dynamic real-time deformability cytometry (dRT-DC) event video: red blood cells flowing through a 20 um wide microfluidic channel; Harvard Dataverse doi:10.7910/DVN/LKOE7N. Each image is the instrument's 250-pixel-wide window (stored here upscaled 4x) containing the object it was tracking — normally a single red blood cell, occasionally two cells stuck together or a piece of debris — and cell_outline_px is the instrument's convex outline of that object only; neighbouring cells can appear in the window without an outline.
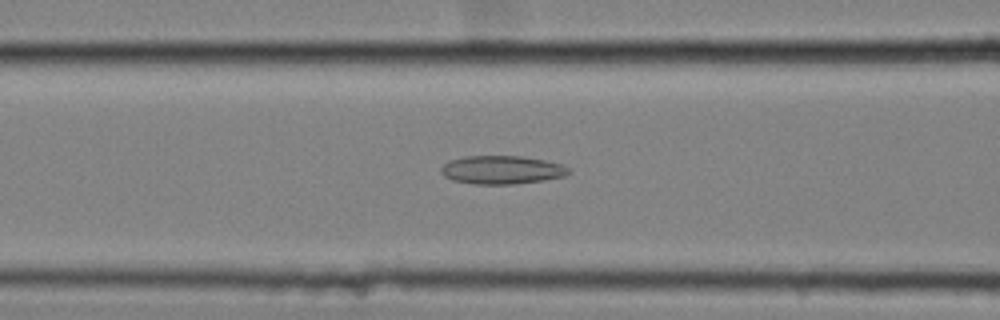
{"species": "common noctule bat (a hibernating species)", "species_latin": "Nyctalus noctula", "temperature_condition": "cold", "stored_images_in_passage": 42, "camera_frame_rate_fps": 3000, "um_per_image_px": 0.085, "animal": {"sex": "female", "body_mass_g": 25.1}, "frame": {"image": 1, "passage_image": 9, "time_ms": 2.667, "image_size_px": [1000, 320], "cell_outline_px": [[572, 172], [564, 176], [544, 180], [512, 184], [476, 184], [452, 180], [444, 176], [440, 172], [440, 168], [448, 160], [464, 156], [524, 156], [544, 160], [560, 164], [568, 168]], "centroid_in_image_um": [42.62, 14.43], "position_along_channel_um": 124.0, "area_um2": 21.15}}
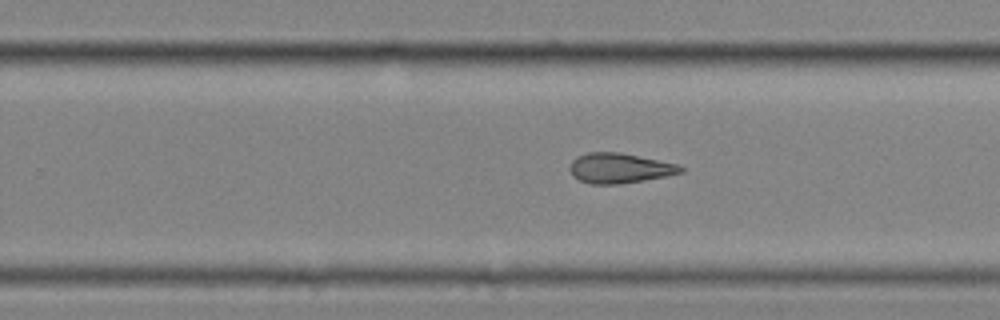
{"frame": {"image": 2, "passage_image": 22, "time_ms": 7.0, "image_size_px": [1000, 320], "cell_outline_px": [[684, 172], [668, 176], [620, 184], [592, 184], [580, 180], [572, 176], [568, 168], [572, 160], [576, 156], [588, 152], [620, 152], [680, 164], [684, 168]], "centroid_in_image_um": [52.67, 14.29], "position_along_channel_um": 277.1, "area_um2": 19.71}}
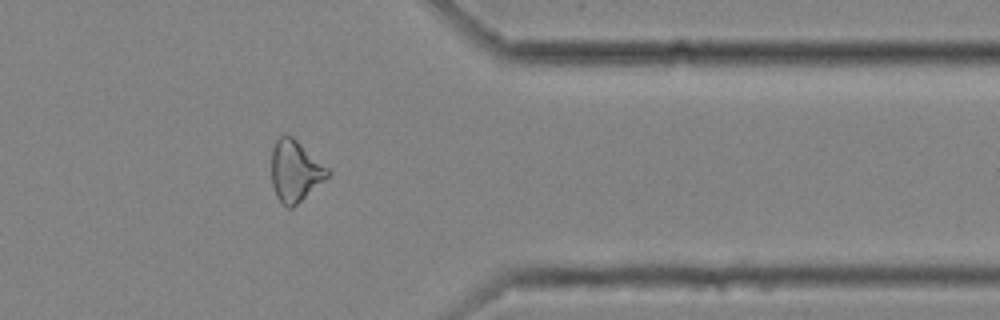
{"frame": {"image": 3, "passage_image": 32, "time_ms": 10.333, "image_size_px": [1000, 320], "cell_outline_px": [[332, 172], [328, 176], [292, 208], [288, 208], [276, 196], [272, 184], [272, 148], [276, 140], [280, 136], [292, 136], [328, 168]], "centroid_in_image_um": [25.07, 14.53], "position_along_channel_um": 386.3, "area_um2": 19.59}, "authors_computed_cell_mechanics": {"area_um2": 19.8832, "velocity_mm_per_s": 3.5379, "shape_relaxation_time_tau1_ms": null, "shape_relaxation_time_tau2_ms": 7.3163, "deformation_change_tau1": null, "deformation_change_tau2": 0.1918}}